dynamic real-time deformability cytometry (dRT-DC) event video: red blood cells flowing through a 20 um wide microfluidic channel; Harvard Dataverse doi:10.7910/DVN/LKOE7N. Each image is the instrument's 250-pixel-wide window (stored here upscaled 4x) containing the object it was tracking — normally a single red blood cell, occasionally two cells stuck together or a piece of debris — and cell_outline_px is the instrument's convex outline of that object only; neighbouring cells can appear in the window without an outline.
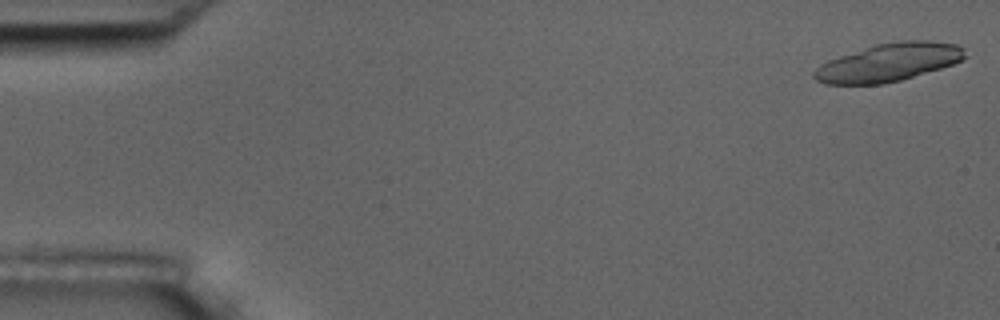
{"species": "common noctule bat (a hibernating species)", "species_latin": "Nyctalus noctula", "temperature_condition": "room temperature", "stored_images_in_passage": 19, "camera_frame_rate_fps": 3000, "um_per_image_px": 0.085, "animal": {"sex": "male", "body_mass_g": 17.5, "forearm_length_mm": 52.3}, "frame": {"image": 1, "passage_image": 1, "time_ms": 0.0, "image_size_px": [1000, 320], "cell_outline_px": [[968, 56], [952, 64], [940, 68], [900, 80], [884, 84], [824, 84], [816, 80], [812, 76], [812, 72], [820, 64], [828, 60], [876, 44], [900, 40], [928, 40], [956, 44], [964, 48]], "centroid_in_image_um": [75.53, 5.3], "position_along_channel_um": 9.5, "area_um2": 33.35}}